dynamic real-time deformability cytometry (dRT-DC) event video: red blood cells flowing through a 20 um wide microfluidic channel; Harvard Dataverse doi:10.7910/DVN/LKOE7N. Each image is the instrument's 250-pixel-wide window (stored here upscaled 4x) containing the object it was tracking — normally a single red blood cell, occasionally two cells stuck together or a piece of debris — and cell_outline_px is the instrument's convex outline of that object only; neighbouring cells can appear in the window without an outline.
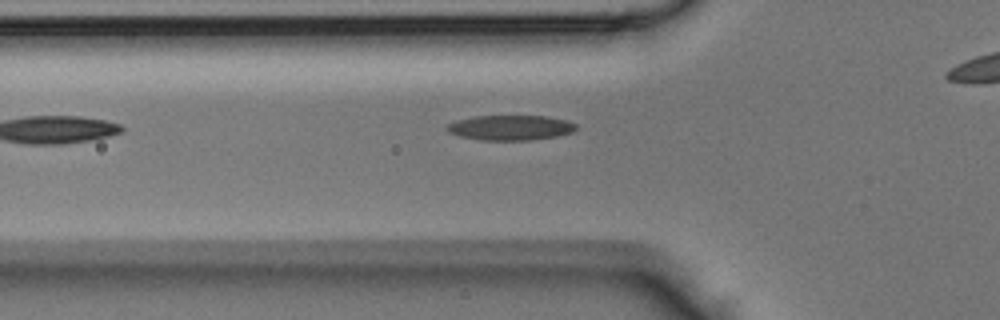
{"species": "Egyptian fruit bat (a non-hibernating species)", "species_latin": "Rousettus aegyptiacus", "temperature_condition": "room temperature", "stored_images_in_passage": 19, "camera_frame_rate_fps": 3000, "um_per_image_px": 0.085, "animal": {"sex": "male"}, "frame": {"image": 1, "passage_image": 2, "time_ms": 0.333, "image_size_px": [1000, 320], "cell_outline_px": [[580, 128], [572, 132], [556, 136], [528, 140], [480, 140], [460, 136], [448, 132], [444, 128], [448, 124], [456, 120], [472, 116], [548, 116], [568, 120], [576, 124]], "centroid_in_image_um": [43.4, 10.84], "position_along_channel_um": 82.4, "area_um2": 19.02}}
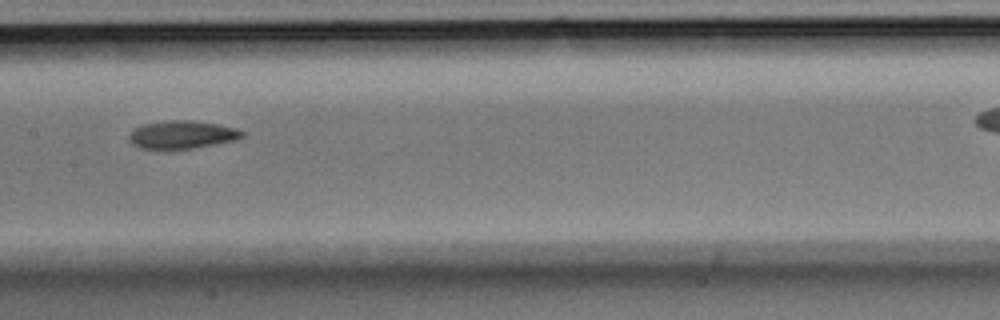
{"frame": {"image": 2, "passage_image": 9, "time_ms": 2.667, "image_size_px": [1000, 320], "cell_outline_px": [[244, 136], [236, 140], [192, 148], [140, 148], [132, 144], [128, 140], [128, 136], [140, 124], [168, 120], [192, 120], [220, 124], [236, 128], [244, 132]], "centroid_in_image_um": [15.48, 11.42], "position_along_channel_um": 191.9, "area_um2": 18.38}}
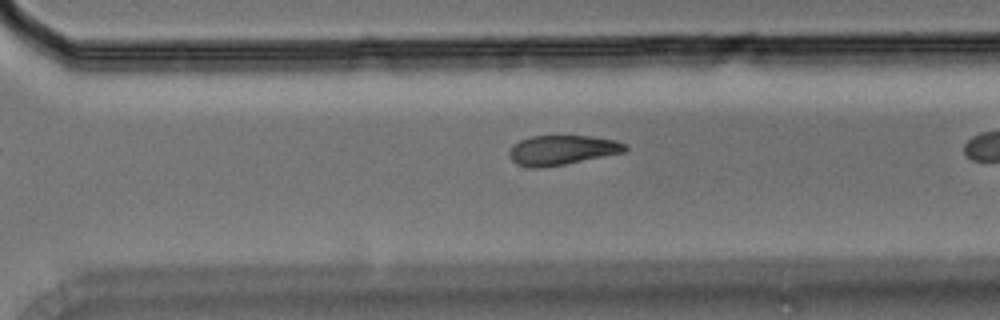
{"frame": {"image": 3, "passage_image": 15, "time_ms": 4.667, "image_size_px": [1000, 320], "cell_outline_px": [[628, 148], [624, 152], [564, 164], [540, 168], [528, 168], [516, 164], [508, 156], [508, 152], [512, 144], [520, 140], [532, 136], [588, 136], [616, 140], [624, 144]], "centroid_in_image_um": [47.71, 12.76], "position_along_channel_um": 322.9, "area_um2": 20.0}}